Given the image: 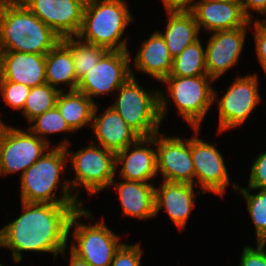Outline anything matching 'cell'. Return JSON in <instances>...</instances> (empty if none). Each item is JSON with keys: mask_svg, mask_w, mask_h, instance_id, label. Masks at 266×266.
I'll return each instance as SVG.
<instances>
[{"mask_svg": "<svg viewBox=\"0 0 266 266\" xmlns=\"http://www.w3.org/2000/svg\"><path fill=\"white\" fill-rule=\"evenodd\" d=\"M21 203L22 215L0 229V247L12 251L15 263L22 261V251L65 256L71 216L83 204Z\"/></svg>", "mask_w": 266, "mask_h": 266, "instance_id": "6da1fadb", "label": "cell"}, {"mask_svg": "<svg viewBox=\"0 0 266 266\" xmlns=\"http://www.w3.org/2000/svg\"><path fill=\"white\" fill-rule=\"evenodd\" d=\"M60 40L21 0H0V51L46 55Z\"/></svg>", "mask_w": 266, "mask_h": 266, "instance_id": "7a4b0ae2", "label": "cell"}, {"mask_svg": "<svg viewBox=\"0 0 266 266\" xmlns=\"http://www.w3.org/2000/svg\"><path fill=\"white\" fill-rule=\"evenodd\" d=\"M65 147L47 150L34 164L21 175V201L26 203L83 204L77 193L71 194L69 180L61 186L60 175L67 166ZM60 186L62 196H56ZM55 190V191H54ZM58 198V199H57Z\"/></svg>", "mask_w": 266, "mask_h": 266, "instance_id": "3957f363", "label": "cell"}, {"mask_svg": "<svg viewBox=\"0 0 266 266\" xmlns=\"http://www.w3.org/2000/svg\"><path fill=\"white\" fill-rule=\"evenodd\" d=\"M133 20L125 0H86L77 37L109 51L129 50L122 35Z\"/></svg>", "mask_w": 266, "mask_h": 266, "instance_id": "277c9868", "label": "cell"}, {"mask_svg": "<svg viewBox=\"0 0 266 266\" xmlns=\"http://www.w3.org/2000/svg\"><path fill=\"white\" fill-rule=\"evenodd\" d=\"M117 90L118 98L111 107L140 136L152 137L168 111V97L162 91H147L140 86L135 74ZM168 100V101H167Z\"/></svg>", "mask_w": 266, "mask_h": 266, "instance_id": "5b68a950", "label": "cell"}, {"mask_svg": "<svg viewBox=\"0 0 266 266\" xmlns=\"http://www.w3.org/2000/svg\"><path fill=\"white\" fill-rule=\"evenodd\" d=\"M82 216L93 218L84 207L71 216L68 228V234L74 228L71 251L90 266H110L116 251L123 244L119 242L120 236L112 232L104 220L89 226L80 222Z\"/></svg>", "mask_w": 266, "mask_h": 266, "instance_id": "8992f818", "label": "cell"}, {"mask_svg": "<svg viewBox=\"0 0 266 266\" xmlns=\"http://www.w3.org/2000/svg\"><path fill=\"white\" fill-rule=\"evenodd\" d=\"M70 144L65 140L57 144V147H65L67 155L70 156L75 172V179L69 181L72 191L80 185L92 196L109 188L116 174V154L93 142L88 147L69 153Z\"/></svg>", "mask_w": 266, "mask_h": 266, "instance_id": "52a82bcc", "label": "cell"}, {"mask_svg": "<svg viewBox=\"0 0 266 266\" xmlns=\"http://www.w3.org/2000/svg\"><path fill=\"white\" fill-rule=\"evenodd\" d=\"M214 80L208 75L195 77L167 76L168 95L172 98L178 114L193 128H200L212 104L218 100L216 91L211 87Z\"/></svg>", "mask_w": 266, "mask_h": 266, "instance_id": "ba28073f", "label": "cell"}, {"mask_svg": "<svg viewBox=\"0 0 266 266\" xmlns=\"http://www.w3.org/2000/svg\"><path fill=\"white\" fill-rule=\"evenodd\" d=\"M50 147L29 128L21 130L0 120V176L18 171L22 175Z\"/></svg>", "mask_w": 266, "mask_h": 266, "instance_id": "9c48e42d", "label": "cell"}, {"mask_svg": "<svg viewBox=\"0 0 266 266\" xmlns=\"http://www.w3.org/2000/svg\"><path fill=\"white\" fill-rule=\"evenodd\" d=\"M130 59L129 50H108L79 80L76 90L84 93L92 101L93 97L117 91L132 76Z\"/></svg>", "mask_w": 266, "mask_h": 266, "instance_id": "30bf717a", "label": "cell"}, {"mask_svg": "<svg viewBox=\"0 0 266 266\" xmlns=\"http://www.w3.org/2000/svg\"><path fill=\"white\" fill-rule=\"evenodd\" d=\"M257 75L239 76L218 100L219 131L241 126L261 101Z\"/></svg>", "mask_w": 266, "mask_h": 266, "instance_id": "8fae6325", "label": "cell"}, {"mask_svg": "<svg viewBox=\"0 0 266 266\" xmlns=\"http://www.w3.org/2000/svg\"><path fill=\"white\" fill-rule=\"evenodd\" d=\"M191 137V155L195 170V187L201 186L202 192H212L222 196L229 184L228 170L221 153L213 143L199 139V128H193ZM196 134V135H195ZM200 184V185H199Z\"/></svg>", "mask_w": 266, "mask_h": 266, "instance_id": "7c38bea8", "label": "cell"}, {"mask_svg": "<svg viewBox=\"0 0 266 266\" xmlns=\"http://www.w3.org/2000/svg\"><path fill=\"white\" fill-rule=\"evenodd\" d=\"M159 135V136H158ZM157 171L164 181L195 185V170L191 155V138L155 134ZM160 170V171H159Z\"/></svg>", "mask_w": 266, "mask_h": 266, "instance_id": "4fadbf2b", "label": "cell"}, {"mask_svg": "<svg viewBox=\"0 0 266 266\" xmlns=\"http://www.w3.org/2000/svg\"><path fill=\"white\" fill-rule=\"evenodd\" d=\"M22 3L61 39L77 36L86 0H21Z\"/></svg>", "mask_w": 266, "mask_h": 266, "instance_id": "5bb4252c", "label": "cell"}, {"mask_svg": "<svg viewBox=\"0 0 266 266\" xmlns=\"http://www.w3.org/2000/svg\"><path fill=\"white\" fill-rule=\"evenodd\" d=\"M248 26H251L250 21L244 27L211 34L205 48V59L207 74L214 81L238 63Z\"/></svg>", "mask_w": 266, "mask_h": 266, "instance_id": "9a60e30c", "label": "cell"}, {"mask_svg": "<svg viewBox=\"0 0 266 266\" xmlns=\"http://www.w3.org/2000/svg\"><path fill=\"white\" fill-rule=\"evenodd\" d=\"M149 145H155V134L152 137H140L135 143L116 153V169L119 164L123 165L120 178L148 183L158 174L157 151L150 149Z\"/></svg>", "mask_w": 266, "mask_h": 266, "instance_id": "2e32d148", "label": "cell"}, {"mask_svg": "<svg viewBox=\"0 0 266 266\" xmlns=\"http://www.w3.org/2000/svg\"><path fill=\"white\" fill-rule=\"evenodd\" d=\"M45 55L0 51V81L24 84L30 88L46 83Z\"/></svg>", "mask_w": 266, "mask_h": 266, "instance_id": "e0dca14e", "label": "cell"}, {"mask_svg": "<svg viewBox=\"0 0 266 266\" xmlns=\"http://www.w3.org/2000/svg\"><path fill=\"white\" fill-rule=\"evenodd\" d=\"M191 12L195 16L199 31L203 28L212 33L241 28L250 21L244 15L241 3L198 0Z\"/></svg>", "mask_w": 266, "mask_h": 266, "instance_id": "ac0fdd59", "label": "cell"}, {"mask_svg": "<svg viewBox=\"0 0 266 266\" xmlns=\"http://www.w3.org/2000/svg\"><path fill=\"white\" fill-rule=\"evenodd\" d=\"M193 184L163 181L160 188L155 187V216L165 207L170 219L179 228L187 224L194 204L196 194Z\"/></svg>", "mask_w": 266, "mask_h": 266, "instance_id": "d6986e66", "label": "cell"}, {"mask_svg": "<svg viewBox=\"0 0 266 266\" xmlns=\"http://www.w3.org/2000/svg\"><path fill=\"white\" fill-rule=\"evenodd\" d=\"M95 105L91 128L100 146L115 154L135 143L140 136L110 106L101 115H97Z\"/></svg>", "mask_w": 266, "mask_h": 266, "instance_id": "ffe728a7", "label": "cell"}, {"mask_svg": "<svg viewBox=\"0 0 266 266\" xmlns=\"http://www.w3.org/2000/svg\"><path fill=\"white\" fill-rule=\"evenodd\" d=\"M111 181L110 186H115L118 191L123 215L142 219L155 216V186L152 183L124 180ZM117 183V184H116Z\"/></svg>", "mask_w": 266, "mask_h": 266, "instance_id": "44dd1931", "label": "cell"}, {"mask_svg": "<svg viewBox=\"0 0 266 266\" xmlns=\"http://www.w3.org/2000/svg\"><path fill=\"white\" fill-rule=\"evenodd\" d=\"M141 44L135 57V68L161 82L169 76L173 63L164 38L156 31Z\"/></svg>", "mask_w": 266, "mask_h": 266, "instance_id": "7402d4cb", "label": "cell"}, {"mask_svg": "<svg viewBox=\"0 0 266 266\" xmlns=\"http://www.w3.org/2000/svg\"><path fill=\"white\" fill-rule=\"evenodd\" d=\"M168 22L165 32H158L164 38L170 55L175 58L188 45L199 39V28L191 11H166Z\"/></svg>", "mask_w": 266, "mask_h": 266, "instance_id": "603a6c76", "label": "cell"}, {"mask_svg": "<svg viewBox=\"0 0 266 266\" xmlns=\"http://www.w3.org/2000/svg\"><path fill=\"white\" fill-rule=\"evenodd\" d=\"M46 83L57 88L60 83L69 87V91L77 89V80L71 50L60 40L46 55Z\"/></svg>", "mask_w": 266, "mask_h": 266, "instance_id": "cb8c5ba5", "label": "cell"}, {"mask_svg": "<svg viewBox=\"0 0 266 266\" xmlns=\"http://www.w3.org/2000/svg\"><path fill=\"white\" fill-rule=\"evenodd\" d=\"M97 103L78 90L60 91L56 107L73 132L92 125V118Z\"/></svg>", "mask_w": 266, "mask_h": 266, "instance_id": "d4e9b609", "label": "cell"}, {"mask_svg": "<svg viewBox=\"0 0 266 266\" xmlns=\"http://www.w3.org/2000/svg\"><path fill=\"white\" fill-rule=\"evenodd\" d=\"M208 75L206 71L205 48L200 39L188 45L178 56L173 58L169 76L195 77Z\"/></svg>", "mask_w": 266, "mask_h": 266, "instance_id": "484cf974", "label": "cell"}, {"mask_svg": "<svg viewBox=\"0 0 266 266\" xmlns=\"http://www.w3.org/2000/svg\"><path fill=\"white\" fill-rule=\"evenodd\" d=\"M61 41L71 50L78 81L108 51L104 47L84 42L77 36L65 37Z\"/></svg>", "mask_w": 266, "mask_h": 266, "instance_id": "4316f807", "label": "cell"}, {"mask_svg": "<svg viewBox=\"0 0 266 266\" xmlns=\"http://www.w3.org/2000/svg\"><path fill=\"white\" fill-rule=\"evenodd\" d=\"M62 90L61 88H54L47 83L31 88L22 110L23 115L26 117L25 119L30 123L37 116L54 108L58 94Z\"/></svg>", "mask_w": 266, "mask_h": 266, "instance_id": "83f0119b", "label": "cell"}, {"mask_svg": "<svg viewBox=\"0 0 266 266\" xmlns=\"http://www.w3.org/2000/svg\"><path fill=\"white\" fill-rule=\"evenodd\" d=\"M233 186L246 201L247 211L256 230V241L263 242L266 239V188H259V192L253 195L250 193V187H241L235 183Z\"/></svg>", "mask_w": 266, "mask_h": 266, "instance_id": "f1b7e54d", "label": "cell"}, {"mask_svg": "<svg viewBox=\"0 0 266 266\" xmlns=\"http://www.w3.org/2000/svg\"><path fill=\"white\" fill-rule=\"evenodd\" d=\"M30 123L31 125L29 126V129L49 145L50 142L47 140L48 138H46V135L73 131L68 126L56 106L47 110L42 115L37 116Z\"/></svg>", "mask_w": 266, "mask_h": 266, "instance_id": "f546056e", "label": "cell"}, {"mask_svg": "<svg viewBox=\"0 0 266 266\" xmlns=\"http://www.w3.org/2000/svg\"><path fill=\"white\" fill-rule=\"evenodd\" d=\"M30 87L10 81H0V92L5 104L14 110H23Z\"/></svg>", "mask_w": 266, "mask_h": 266, "instance_id": "4dcf8cb0", "label": "cell"}, {"mask_svg": "<svg viewBox=\"0 0 266 266\" xmlns=\"http://www.w3.org/2000/svg\"><path fill=\"white\" fill-rule=\"evenodd\" d=\"M142 248L138 243H124L116 251L110 266H140Z\"/></svg>", "mask_w": 266, "mask_h": 266, "instance_id": "1f68e13d", "label": "cell"}, {"mask_svg": "<svg viewBox=\"0 0 266 266\" xmlns=\"http://www.w3.org/2000/svg\"><path fill=\"white\" fill-rule=\"evenodd\" d=\"M248 187L250 190L266 188V151L256 157L250 169Z\"/></svg>", "mask_w": 266, "mask_h": 266, "instance_id": "d6a6232c", "label": "cell"}, {"mask_svg": "<svg viewBox=\"0 0 266 266\" xmlns=\"http://www.w3.org/2000/svg\"><path fill=\"white\" fill-rule=\"evenodd\" d=\"M239 266H266V250L263 242H257L255 248L245 246Z\"/></svg>", "mask_w": 266, "mask_h": 266, "instance_id": "836d02e7", "label": "cell"}, {"mask_svg": "<svg viewBox=\"0 0 266 266\" xmlns=\"http://www.w3.org/2000/svg\"><path fill=\"white\" fill-rule=\"evenodd\" d=\"M250 21V25H253L255 32L252 33L254 34L255 37V43H256V54L258 61L261 64V67L266 73V28L256 19L254 21V24Z\"/></svg>", "mask_w": 266, "mask_h": 266, "instance_id": "e575fe53", "label": "cell"}, {"mask_svg": "<svg viewBox=\"0 0 266 266\" xmlns=\"http://www.w3.org/2000/svg\"><path fill=\"white\" fill-rule=\"evenodd\" d=\"M241 6L244 15L250 20L253 21L251 18V11H256L259 14H264L266 13V0H242L241 1Z\"/></svg>", "mask_w": 266, "mask_h": 266, "instance_id": "d590c367", "label": "cell"}, {"mask_svg": "<svg viewBox=\"0 0 266 266\" xmlns=\"http://www.w3.org/2000/svg\"><path fill=\"white\" fill-rule=\"evenodd\" d=\"M166 11H191L196 0H162Z\"/></svg>", "mask_w": 266, "mask_h": 266, "instance_id": "8d00e7d4", "label": "cell"}, {"mask_svg": "<svg viewBox=\"0 0 266 266\" xmlns=\"http://www.w3.org/2000/svg\"><path fill=\"white\" fill-rule=\"evenodd\" d=\"M71 256H70V262H69V266H90V264L88 262H86L84 259L78 257L76 254H74L71 250H70Z\"/></svg>", "mask_w": 266, "mask_h": 266, "instance_id": "74e56055", "label": "cell"}, {"mask_svg": "<svg viewBox=\"0 0 266 266\" xmlns=\"http://www.w3.org/2000/svg\"><path fill=\"white\" fill-rule=\"evenodd\" d=\"M222 2H229V3H241L242 0H217Z\"/></svg>", "mask_w": 266, "mask_h": 266, "instance_id": "f35d334b", "label": "cell"}, {"mask_svg": "<svg viewBox=\"0 0 266 266\" xmlns=\"http://www.w3.org/2000/svg\"><path fill=\"white\" fill-rule=\"evenodd\" d=\"M264 15L266 16V13ZM259 22L266 28V19H263L262 21L259 20Z\"/></svg>", "mask_w": 266, "mask_h": 266, "instance_id": "ab89813d", "label": "cell"}]
</instances>
